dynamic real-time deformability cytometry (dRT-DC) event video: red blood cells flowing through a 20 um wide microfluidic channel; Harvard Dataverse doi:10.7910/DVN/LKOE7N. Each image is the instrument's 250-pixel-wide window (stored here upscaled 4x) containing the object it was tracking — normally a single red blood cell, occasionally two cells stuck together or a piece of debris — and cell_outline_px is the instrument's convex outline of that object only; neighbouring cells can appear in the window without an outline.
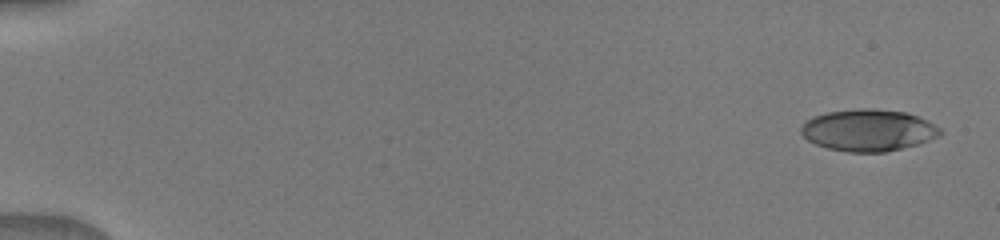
{"species": "human", "species_latin": "Homo sapiens", "temperature_condition": "warm", "stored_images_in_passage": 52, "camera_frame_rate_fps": 3000, "um_per_image_px": 0.085, "donor": {"sex": "male"}, "frame": {"image": 1, "passage_image": 1, "time_ms": 0.0, "image_size_px": [1000, 240], "cell_outline_px": [[944, 132], [940, 136], [916, 144], [884, 152], [848, 152], [828, 148], [816, 144], [808, 140], [800, 132], [800, 128], [804, 120], [812, 116], [828, 112], [860, 108], [872, 108], [904, 112], [928, 120], [940, 128]], "centroid_in_image_um": [73.78, 11.06], "position_along_channel_um": 11.2, "area_um2": 33.87}}
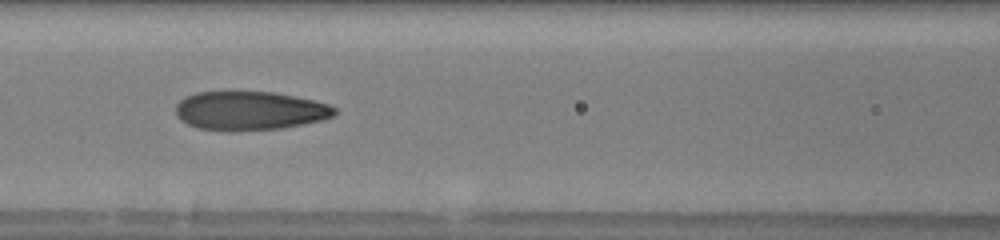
{"frame": {"image": 2, "passage_image": 31, "time_ms": 7.333, "image_size_px": [1000, 240], "cell_outline_px": [[336, 112], [332, 116], [320, 120], [304, 124], [280, 128], [236, 132], [224, 132], [200, 128], [188, 124], [180, 120], [176, 116], [176, 104], [184, 96], [196, 92], [272, 92], [296, 96], [328, 104], [336, 108]], "centroid_in_image_um": [21.18, 9.42], "position_along_channel_um": 145.4, "area_um2": 36.18}}
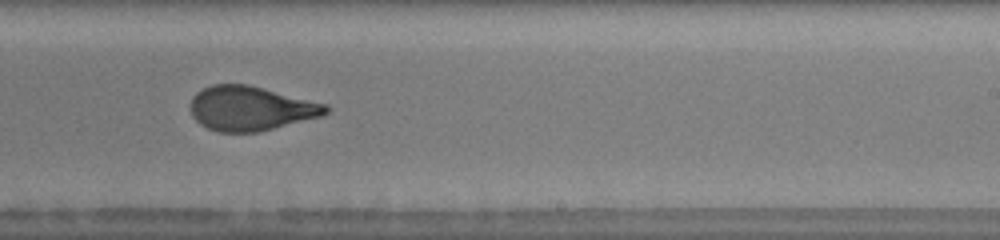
{"frame": {"image": 3, "passage_image": 43, "time_ms": 10.333, "image_size_px": [1000, 240], "cell_outline_px": [[332, 108], [328, 112], [320, 116], [256, 132], [216, 132], [200, 124], [192, 116], [192, 96], [196, 92], [212, 84], [248, 84], [328, 104]], "centroid_in_image_um": [21.31, 9.2], "position_along_channel_um": 267.7, "area_um2": 34.85}}